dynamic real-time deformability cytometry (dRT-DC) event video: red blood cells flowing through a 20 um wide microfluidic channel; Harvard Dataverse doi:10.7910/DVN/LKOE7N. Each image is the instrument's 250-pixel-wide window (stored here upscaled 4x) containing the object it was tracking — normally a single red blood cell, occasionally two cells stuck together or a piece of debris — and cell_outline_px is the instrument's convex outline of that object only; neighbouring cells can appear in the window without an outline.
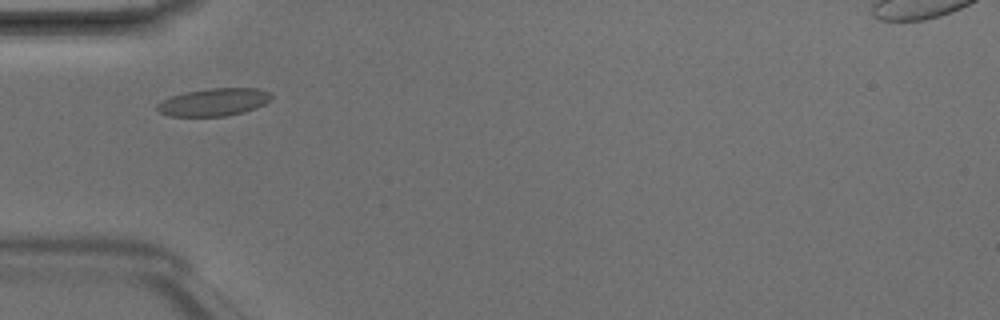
{"species": "Egyptian fruit bat (a non-hibernating species)", "species_latin": "Rousettus aegyptiacus", "temperature_condition": "room temperature", "stored_images_in_passage": 2, "camera_frame_rate_fps": 3000, "um_per_image_px": 0.085, "animal": {"sex": "male"}, "frame": {"image": 1, "passage_image": 2, "time_ms": 0.333, "image_size_px": [1000, 320], "cell_outline_px": [[272, 100], [256, 108], [244, 112], [224, 116], [168, 116], [160, 112], [156, 108], [156, 104], [172, 96], [184, 92], [212, 88], [256, 88], [268, 92], [272, 96]], "centroid_in_image_um": [18.18, 8.68], "position_along_channel_um": 66.8, "area_um2": 18.32}}